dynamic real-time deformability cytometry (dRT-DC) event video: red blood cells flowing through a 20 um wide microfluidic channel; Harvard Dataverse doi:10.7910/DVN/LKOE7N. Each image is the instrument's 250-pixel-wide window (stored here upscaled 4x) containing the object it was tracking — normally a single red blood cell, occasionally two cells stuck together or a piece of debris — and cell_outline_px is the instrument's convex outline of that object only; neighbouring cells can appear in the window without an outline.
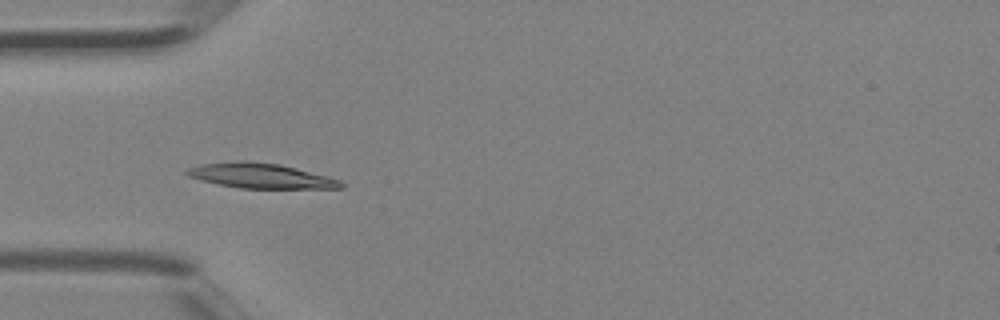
{"species": "Egyptian fruit bat (a non-hibernating species)", "species_latin": "Rousettus aegyptiacus", "temperature_condition": "room temperature", "stored_images_in_passage": 3, "camera_frame_rate_fps": 3000, "um_per_image_px": 0.085, "animal": {"sex": "female"}, "frame": {"image": 1, "passage_image": 3, "time_ms": 0.667, "image_size_px": [1000, 320], "cell_outline_px": [[344, 188], [240, 188], [200, 180], [188, 176], [184, 172], [188, 168], [200, 164], [240, 160], [248, 160], [280, 164], [328, 176], [340, 180], [344, 184]], "centroid_in_image_um": [22.15, 14.93], "position_along_channel_um": 62.9, "area_um2": 22.43}}